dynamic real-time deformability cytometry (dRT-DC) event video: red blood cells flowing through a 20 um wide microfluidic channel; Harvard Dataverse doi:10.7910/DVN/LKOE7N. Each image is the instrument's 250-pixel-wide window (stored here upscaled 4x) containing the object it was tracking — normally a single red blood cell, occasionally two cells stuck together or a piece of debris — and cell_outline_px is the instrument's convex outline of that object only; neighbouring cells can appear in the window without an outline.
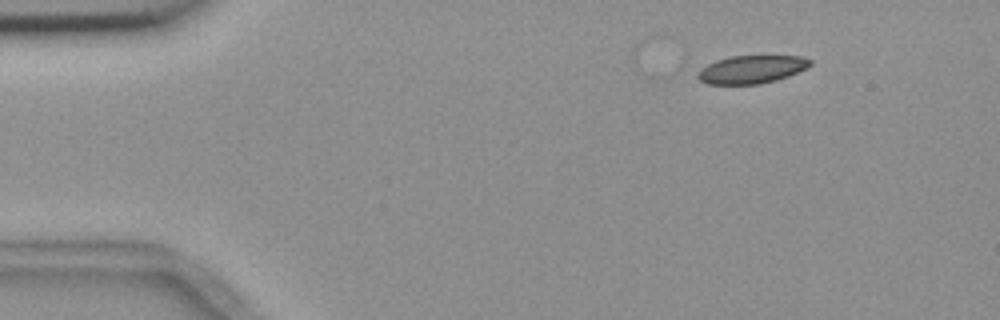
{"species": "common noctule bat (a hibernating species)", "species_latin": "Nyctalus noctula", "temperature_condition": "room temperature", "stored_images_in_passage": 17, "camera_frame_rate_fps": 3000, "um_per_image_px": 0.085, "animal": {"sex": "female", "body_mass_g": 18.4}, "frame": {"image": 1, "passage_image": 1, "time_ms": 0.0, "image_size_px": [1000, 320], "cell_outline_px": [[812, 64], [808, 68], [788, 76], [776, 80], [760, 84], [708, 84], [700, 80], [692, 72], [716, 60], [732, 56], [800, 56], [812, 60]], "centroid_in_image_um": [63.85, 5.9], "position_along_channel_um": 21.2, "area_um2": 18.55}}
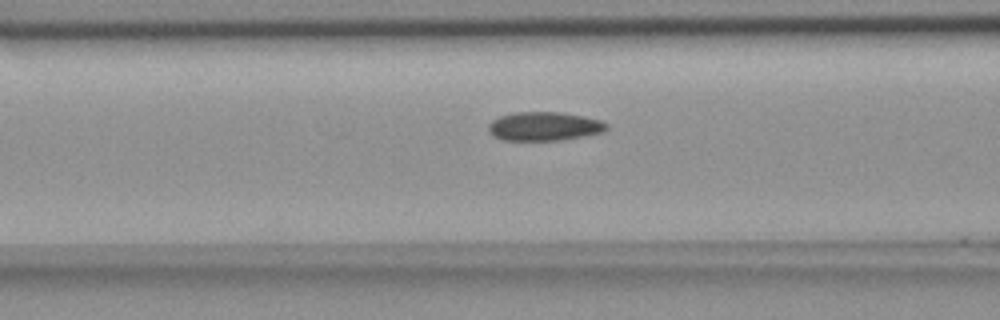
{"frame": {"image": 2, "passage_image": 16, "time_ms": 5.0, "image_size_px": [1000, 320], "cell_outline_px": [[608, 128], [604, 132], [560, 140], [504, 140], [492, 136], [488, 128], [488, 124], [492, 120], [500, 116], [516, 112], [560, 112], [584, 116], [600, 120], [608, 124]], "centroid_in_image_um": [46.26, 10.73], "position_along_channel_um": 120.3, "area_um2": 19.83}}